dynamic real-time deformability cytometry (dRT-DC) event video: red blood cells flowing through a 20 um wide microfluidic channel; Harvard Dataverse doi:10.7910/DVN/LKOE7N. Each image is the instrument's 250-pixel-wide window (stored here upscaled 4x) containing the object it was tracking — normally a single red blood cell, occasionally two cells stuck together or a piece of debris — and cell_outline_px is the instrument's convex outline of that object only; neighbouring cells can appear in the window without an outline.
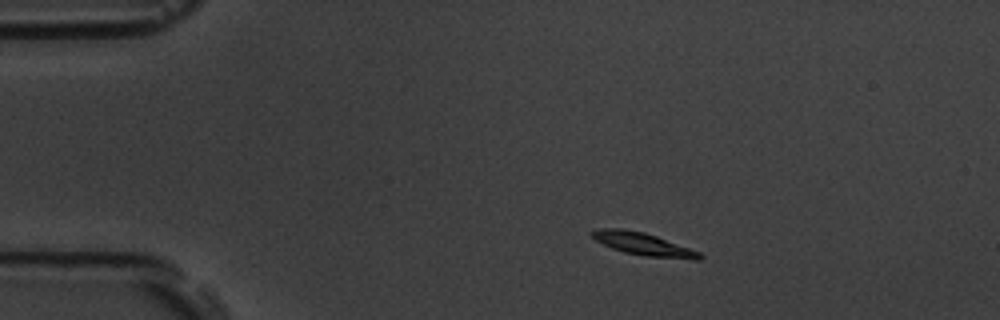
{"species": "common noctule bat (a hibernating species)", "species_latin": "Nyctalus noctula", "temperature_condition": "room temperature", "stored_images_in_passage": 48, "camera_frame_rate_fps": 3000, "um_per_image_px": 0.085, "animal": {"sex": "male", "body_mass_g": 19.5, "forearm_length_mm": 54.6}, "frame": {"image": 1, "passage_image": 1, "time_ms": 0.0, "image_size_px": [1000, 320], "cell_outline_px": [[704, 256], [700, 260], [692, 260], [644, 256], [624, 252], [612, 248], [596, 240], [588, 232], [600, 228], [620, 228], [644, 232], [656, 236], [700, 252]], "centroid_in_image_um": [54.69, 20.75], "position_along_channel_um": 30.3, "area_um2": 14.22}}
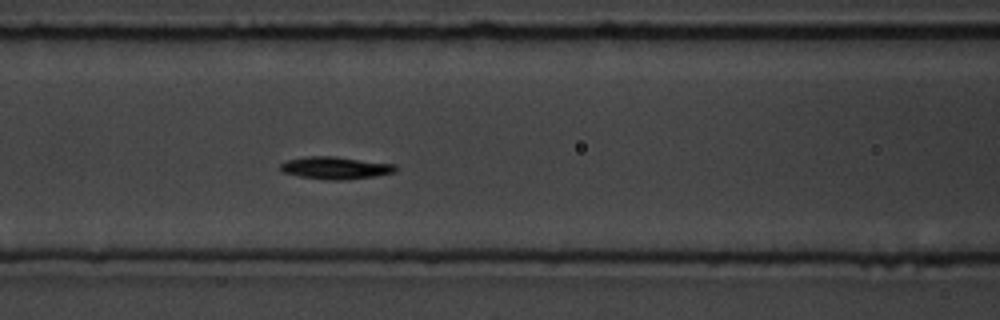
{"frame": {"image": 2, "passage_image": 15, "time_ms": 4.667, "image_size_px": [1000, 320], "cell_outline_px": [[400, 168], [396, 172], [376, 176], [344, 180], [328, 180], [300, 176], [280, 172], [280, 164], [288, 160], [308, 156], [336, 156], [396, 164]], "centroid_in_image_um": [28.57, 14.27], "position_along_channel_um": 138.0, "area_um2": 15.26}}
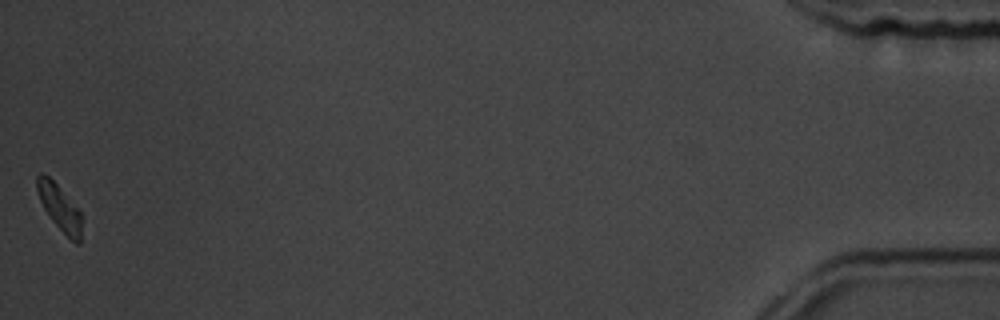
{"frame": {"image": 3, "passage_image": 48, "time_ms": 15.667, "image_size_px": [1000, 320], "cell_outline_px": [[80, 244], [76, 244], [52, 220], [44, 208], [40, 200], [36, 188], [36, 176], [40, 172], [48, 176], [56, 184], [80, 212]], "centroid_in_image_um": [5.02, 17.61], "position_along_channel_um": 430.2, "area_um2": 11.33}, "authors_computed_cell_mechanics": {"area_um2": 14.0165, "velocity_mm_per_s": 3.533, "shape_relaxation_time_tau1_ms": 2.0169, "shape_relaxation_time_tau2_ms": null, "deformation_change_tau1": 0.1094, "deformation_change_tau2": null}}